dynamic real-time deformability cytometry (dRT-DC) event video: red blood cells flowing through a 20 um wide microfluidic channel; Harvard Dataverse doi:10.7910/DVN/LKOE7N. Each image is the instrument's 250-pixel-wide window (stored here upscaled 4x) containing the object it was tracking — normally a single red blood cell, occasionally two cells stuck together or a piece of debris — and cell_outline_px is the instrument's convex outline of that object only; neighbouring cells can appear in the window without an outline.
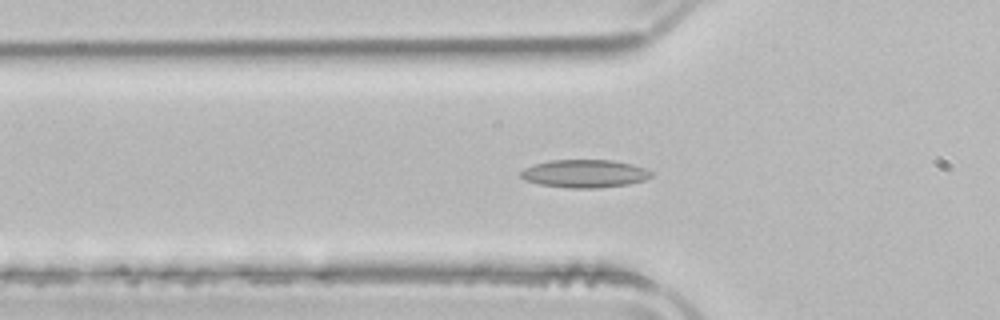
{"species": "common noctule bat (a hibernating species)", "species_latin": "Nyctalus noctula", "temperature_condition": "room temperature", "stored_images_in_passage": 51, "camera_frame_rate_fps": 3000, "um_per_image_px": 0.085, "animal": {"sex": "male", "body_mass_g": 21.5, "forearm_length_mm": 52.0}, "frame": {"image": 1, "passage_image": 16, "time_ms": 5.0, "image_size_px": [1000, 320], "cell_outline_px": [[652, 176], [644, 180], [628, 184], [596, 188], [568, 188], [540, 184], [524, 180], [520, 176], [520, 172], [524, 168], [536, 164], [552, 160], [612, 160], [632, 164], [644, 168], [652, 172]], "centroid_in_image_um": [49.69, 14.76], "position_along_channel_um": 76.1, "area_um2": 21.15}}
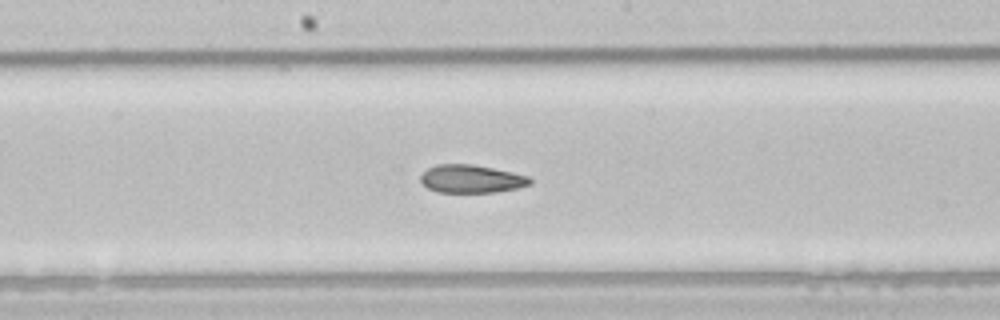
{"frame": {"image": 2, "passage_image": 26, "time_ms": 8.333, "image_size_px": [1000, 320], "cell_outline_px": [[532, 184], [516, 188], [496, 192], [436, 192], [428, 188], [420, 180], [420, 176], [428, 168], [436, 164], [472, 164], [492, 168], [528, 176], [532, 180]], "centroid_in_image_um": [40.05, 15.2], "position_along_channel_um": 208.2, "area_um2": 17.74}}
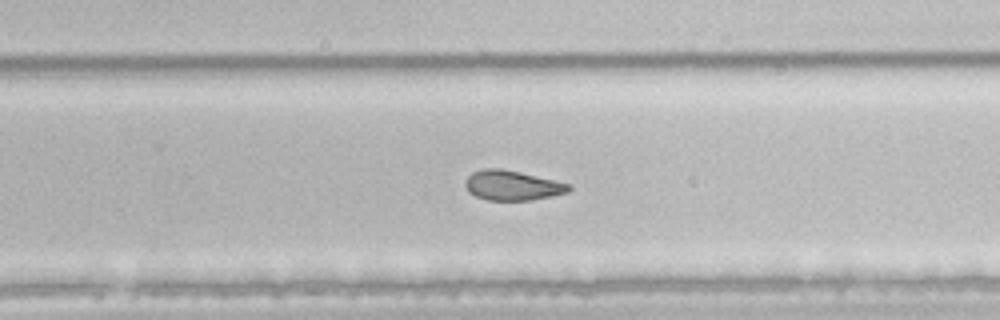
{"frame": {"image": 3, "passage_image": 32, "time_ms": 10.333, "image_size_px": [1000, 320], "cell_outline_px": [[572, 188], [568, 192], [552, 196], [532, 200], [488, 200], [476, 196], [468, 192], [464, 184], [464, 180], [472, 172], [484, 168], [500, 168], [520, 172], [572, 184]], "centroid_in_image_um": [43.54, 15.75], "position_along_channel_um": 286.3, "area_um2": 18.15}, "authors_computed_cell_mechanics": {"area_um2": 20.4034, "velocity_mm_per_s": 3.9346, "shape_relaxation_time_tau1_ms": null, "shape_relaxation_time_tau2_ms": 2.8937, "deformation_change_tau1": null, "deformation_change_tau2": 0.0996}}